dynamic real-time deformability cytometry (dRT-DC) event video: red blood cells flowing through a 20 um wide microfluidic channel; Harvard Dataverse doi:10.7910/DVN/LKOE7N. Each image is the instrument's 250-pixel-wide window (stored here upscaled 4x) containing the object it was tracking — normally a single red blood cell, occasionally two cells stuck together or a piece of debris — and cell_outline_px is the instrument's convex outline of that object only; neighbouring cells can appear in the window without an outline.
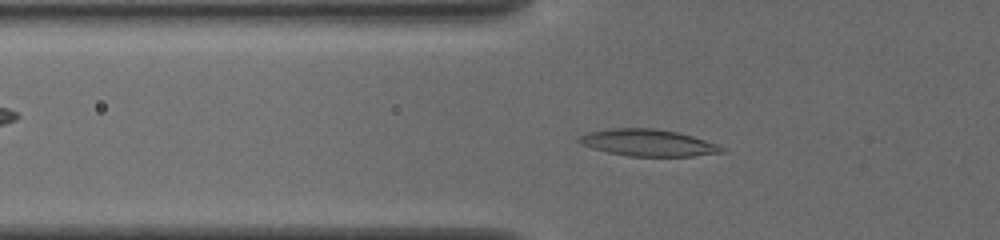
{"species": "common noctule bat (a hibernating species)", "species_latin": "Nyctalus noctula", "temperature_condition": "cold", "stored_images_in_passage": 53, "camera_frame_rate_fps": 3000, "um_per_image_px": 0.085, "animal": {"sex": "female", "body_mass_g": 19.5, "forearm_length_mm": 54.1}, "frame": {"image": 1, "passage_image": 19, "time_ms": 6.0, "image_size_px": [1000, 240], "cell_outline_px": [[724, 152], [692, 156], [628, 156], [608, 152], [592, 148], [580, 144], [576, 140], [580, 136], [588, 132], [612, 128], [652, 128], [676, 132], [692, 136], [716, 144], [724, 148]], "centroid_in_image_um": [55.04, 12.13], "position_along_channel_um": 70.8, "area_um2": 22.08}}
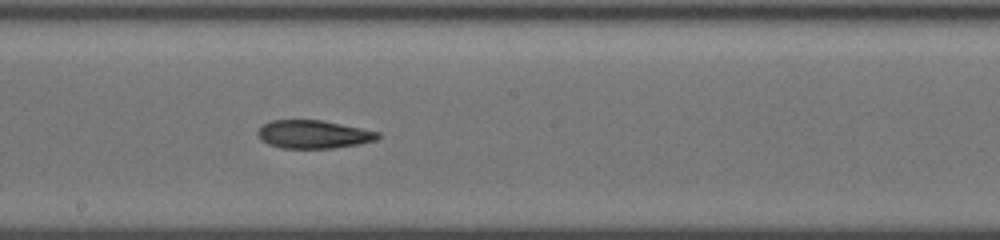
{"frame": {"image": 2, "passage_image": 31, "time_ms": 10.0, "image_size_px": [1000, 240], "cell_outline_px": [[380, 136], [376, 140], [360, 144], [332, 148], [280, 148], [268, 144], [260, 140], [256, 132], [264, 124], [272, 120], [320, 120], [380, 132]], "centroid_in_image_um": [26.62, 11.42], "position_along_channel_um": 221.6, "area_um2": 19.65}}
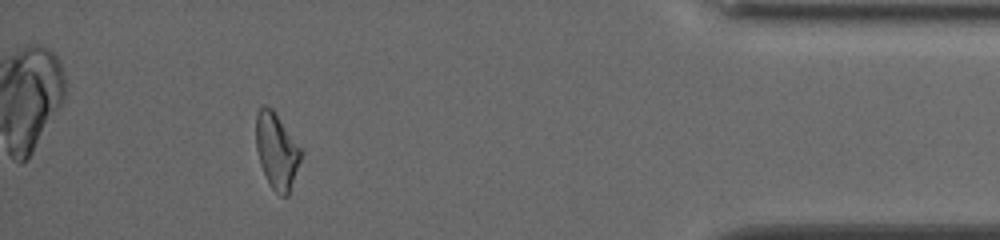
{"frame": {"image": 3, "passage_image": 49, "time_ms": 16.0, "image_size_px": [1000, 240], "cell_outline_px": [[300, 160], [288, 196], [280, 196], [272, 188], [260, 164], [256, 148], [256, 112], [264, 104], [272, 108], [300, 148]], "centroid_in_image_um": [23.48, 12.81], "position_along_channel_um": 411.7, "area_um2": 19.36}, "authors_computed_cell_mechanics": {"area_um2": 20.6346, "velocity_mm_per_s": 3.8565, "shape_relaxation_time_tau1_ms": 9.7563, "shape_relaxation_time_tau2_ms": 5.4492, "deformation_change_tau1": 0.2168, "deformation_change_tau2": 0.1578}}